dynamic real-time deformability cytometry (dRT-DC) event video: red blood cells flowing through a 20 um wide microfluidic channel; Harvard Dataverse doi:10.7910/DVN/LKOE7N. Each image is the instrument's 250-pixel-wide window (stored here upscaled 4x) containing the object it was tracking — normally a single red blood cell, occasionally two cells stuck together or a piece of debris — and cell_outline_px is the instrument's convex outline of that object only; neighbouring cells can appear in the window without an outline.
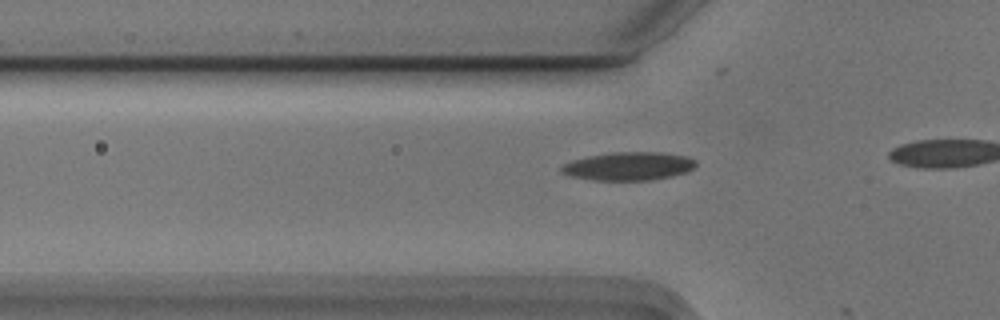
{"species": "Egyptian fruit bat (a non-hibernating species)", "species_latin": "Rousettus aegyptiacus", "temperature_condition": "cold", "stored_images_in_passage": 8, "camera_frame_rate_fps": 3000, "um_per_image_px": 0.085, "animal": {"sex": "male"}, "frame": {"image": 1, "passage_image": 7, "time_ms": 2.0, "image_size_px": [1000, 320], "cell_outline_px": [[696, 164], [692, 168], [684, 172], [672, 176], [652, 180], [592, 180], [572, 176], [560, 172], [560, 168], [564, 164], [572, 160], [588, 156], [612, 152], [660, 152], [688, 156], [696, 160]], "centroid_in_image_um": [53.43, 14.12], "position_along_channel_um": 72.4, "area_um2": 22.14}}